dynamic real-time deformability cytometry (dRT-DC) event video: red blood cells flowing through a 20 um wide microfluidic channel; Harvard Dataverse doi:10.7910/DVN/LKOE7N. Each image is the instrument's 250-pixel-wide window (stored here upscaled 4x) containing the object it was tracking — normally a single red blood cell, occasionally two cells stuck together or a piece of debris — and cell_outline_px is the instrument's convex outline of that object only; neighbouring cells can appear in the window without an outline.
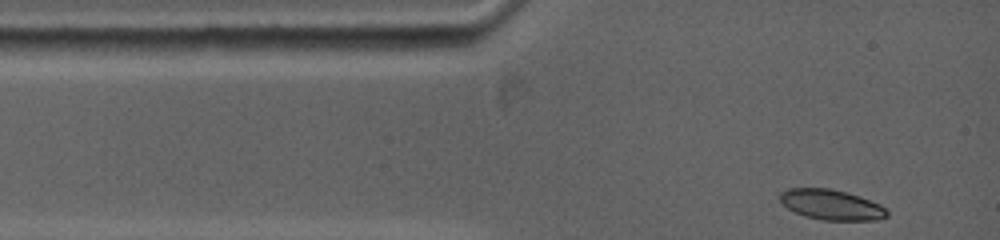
{"species": "common noctule bat (a hibernating species)", "species_latin": "Nyctalus noctula", "temperature_condition": "warm", "stored_images_in_passage": 16, "camera_frame_rate_fps": 5000, "um_per_image_px": 0.085, "animal": {"sex": "female", "body_mass_g": 19.0, "forearm_length_mm": 53.3}, "frame": {"image": 1, "passage_image": 1, "time_ms": 0.0, "image_size_px": [1000, 240], "cell_outline_px": [[888, 216], [876, 220], [824, 220], [804, 216], [788, 208], [776, 196], [780, 192], [788, 188], [832, 188], [848, 192], [860, 196], [880, 204], [888, 212]], "centroid_in_image_um": [70.65, 17.38], "position_along_channel_um": 14.4, "area_um2": 19.02}}
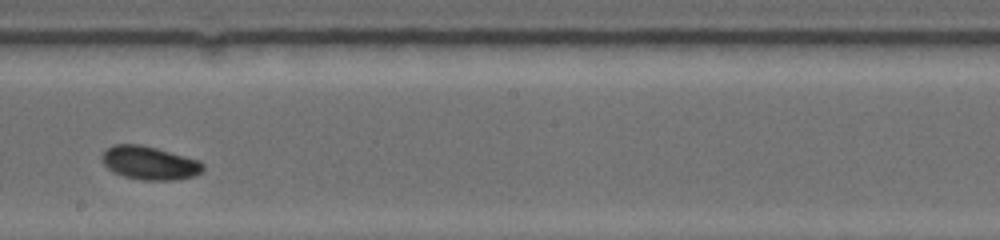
{"frame": {"image": 2, "passage_image": 7, "time_ms": 6.6, "image_size_px": [1000, 240], "cell_outline_px": [[204, 168], [196, 176], [180, 180], [140, 180], [124, 176], [112, 172], [104, 164], [104, 152], [108, 148], [116, 144], [136, 144], [156, 148], [200, 160], [204, 164]], "centroid_in_image_um": [12.77, 13.87], "position_along_channel_um": 235.4, "area_um2": 19.59}}
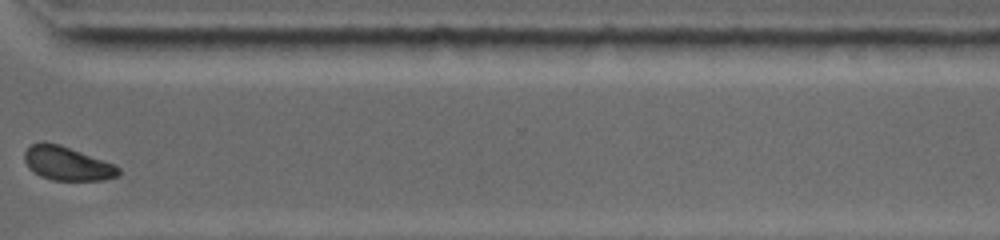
{"frame": {"image": 3, "passage_image": 14, "time_ms": 10.0, "image_size_px": [1000, 240], "cell_outline_px": [[120, 176], [104, 180], [52, 180], [40, 176], [24, 160], [24, 152], [32, 144], [60, 144], [112, 164], [120, 168]], "centroid_in_image_um": [5.75, 13.93], "position_along_channel_um": 364.8, "area_um2": 17.92}, "authors_computed_cell_mechanics": {"area_um2": 18.9584, "velocity_mm_per_s": 3.7988, "shape_relaxation_time_tau1_ms": 2.8572, "shape_relaxation_time_tau2_ms": 1.0913, "deformation_change_tau1": 0.0736, "deformation_change_tau2": 0.0288}}